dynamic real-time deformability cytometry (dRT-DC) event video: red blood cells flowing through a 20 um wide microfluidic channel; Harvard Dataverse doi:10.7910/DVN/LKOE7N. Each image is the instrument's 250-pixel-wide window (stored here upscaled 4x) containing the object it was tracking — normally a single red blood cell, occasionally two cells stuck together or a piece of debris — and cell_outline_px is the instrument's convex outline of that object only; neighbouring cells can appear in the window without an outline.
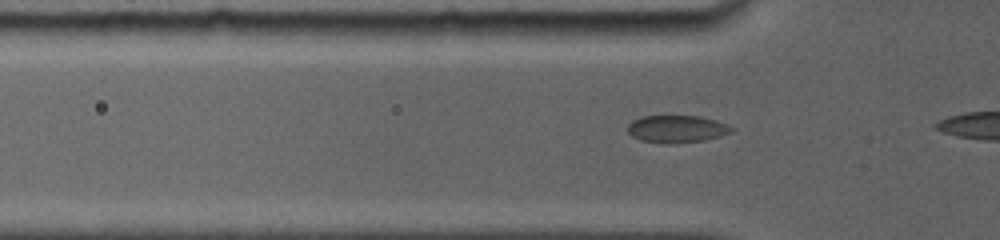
{"species": "common noctule bat (a hibernating species)", "species_latin": "Nyctalus noctula", "temperature_condition": "room temperature", "stored_images_in_passage": 9, "camera_frame_rate_fps": 5000, "um_per_image_px": 0.085, "animal": {"sex": "female", "body_mass_g": 19.0, "forearm_length_mm": 56.7}, "frame": {"image": 1, "passage_image": 6, "time_ms": 1.6, "image_size_px": [1000, 240], "cell_outline_px": [[732, 132], [720, 136], [704, 140], [676, 144], [664, 144], [640, 140], [632, 136], [628, 132], [628, 124], [632, 120], [640, 116], [700, 116], [716, 120], [732, 128]], "centroid_in_image_um": [57.48, 10.97], "position_along_channel_um": 68.3, "area_um2": 16.65}}